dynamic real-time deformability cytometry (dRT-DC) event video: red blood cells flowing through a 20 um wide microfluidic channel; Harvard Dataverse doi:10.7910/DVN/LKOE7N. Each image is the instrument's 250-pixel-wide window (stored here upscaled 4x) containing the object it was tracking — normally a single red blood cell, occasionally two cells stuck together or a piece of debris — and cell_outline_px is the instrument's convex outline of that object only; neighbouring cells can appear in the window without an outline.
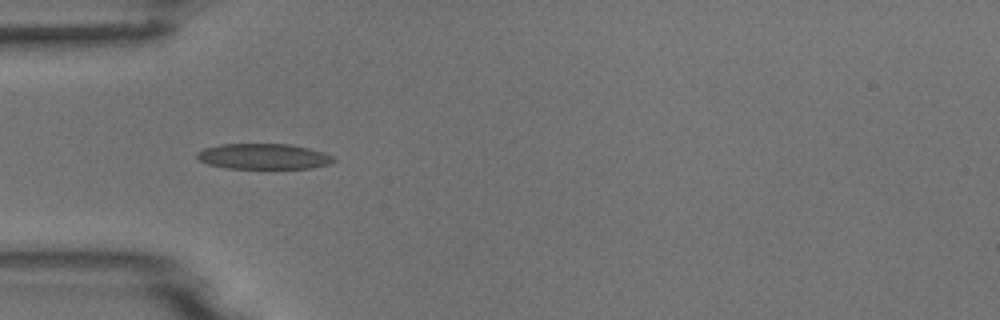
{"species": "common noctule bat (a hibernating species)", "species_latin": "Nyctalus noctula", "temperature_condition": "room temperature", "stored_images_in_passage": 2, "camera_frame_rate_fps": 3000, "um_per_image_px": 0.085, "animal": {"sex": "male", "body_mass_g": 18.8}, "frame": {"image": 1, "passage_image": 1, "time_ms": 0.0, "image_size_px": [1000, 320], "cell_outline_px": [[336, 160], [328, 164], [312, 168], [228, 168], [208, 164], [200, 160], [196, 156], [196, 152], [204, 148], [220, 144], [292, 144], [324, 152], [332, 156]], "centroid_in_image_um": [22.4, 13.29], "position_along_channel_um": 62.6, "area_um2": 20.29}}